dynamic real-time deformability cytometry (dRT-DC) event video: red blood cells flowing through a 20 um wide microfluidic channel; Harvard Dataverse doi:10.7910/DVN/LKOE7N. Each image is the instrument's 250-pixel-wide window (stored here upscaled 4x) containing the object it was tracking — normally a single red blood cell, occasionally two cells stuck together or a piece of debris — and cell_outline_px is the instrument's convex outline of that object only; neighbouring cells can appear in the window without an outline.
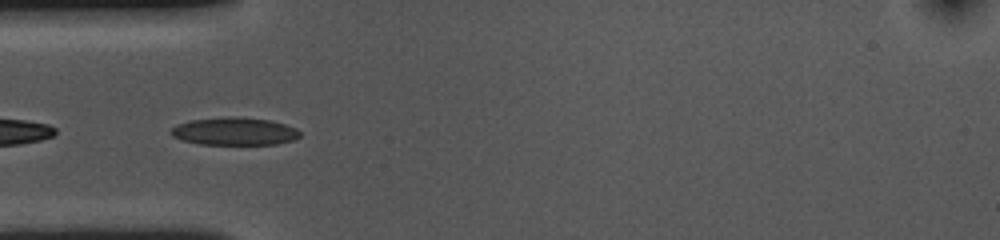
{"species": "common noctule bat (a hibernating species)", "species_latin": "Nyctalus noctula", "temperature_condition": "cold", "stored_images_in_passage": 16, "camera_frame_rate_fps": 3000, "um_per_image_px": 0.085, "animal": {"sex": "female", "body_mass_g": 10.0, "forearm_length_mm": 53.1}, "frame": {"image": 1, "passage_image": 14, "time_ms": 4.333, "image_size_px": [1000, 240], "cell_outline_px": [[300, 136], [292, 140], [276, 144], [200, 144], [184, 140], [172, 136], [168, 132], [176, 124], [192, 120], [228, 116], [240, 116], [272, 120], [296, 128], [300, 132]], "centroid_in_image_um": [19.92, 11.15], "position_along_channel_um": 65.1, "area_um2": 20.92}}